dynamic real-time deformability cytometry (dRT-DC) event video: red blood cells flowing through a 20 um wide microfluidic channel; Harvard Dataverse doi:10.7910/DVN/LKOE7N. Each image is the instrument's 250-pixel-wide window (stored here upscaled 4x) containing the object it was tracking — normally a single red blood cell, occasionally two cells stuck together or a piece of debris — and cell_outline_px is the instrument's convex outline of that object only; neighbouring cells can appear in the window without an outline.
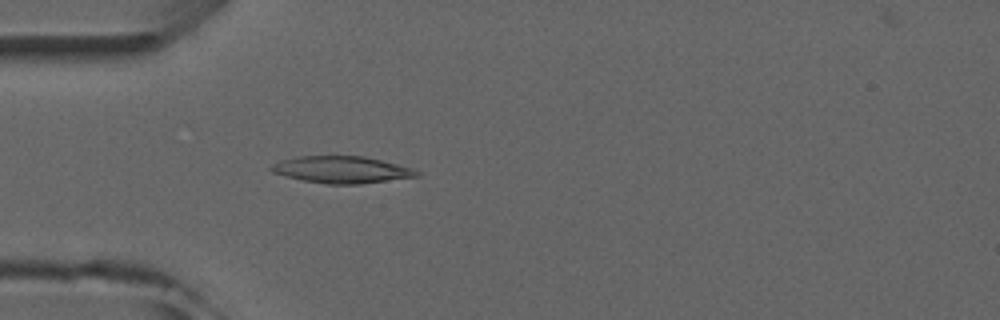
{"species": "common noctule bat (a hibernating species)", "species_latin": "Nyctalus noctula", "temperature_condition": "room temperature", "stored_images_in_passage": 4, "camera_frame_rate_fps": 3000, "um_per_image_px": 0.085, "animal": {"sex": "male", "forearm_length_mm": 52.5}, "frame": {"image": 1, "passage_image": 4, "time_ms": 3.333, "image_size_px": [1000, 320], "cell_outline_px": [[420, 176], [360, 184], [328, 184], [300, 180], [272, 172], [268, 168], [272, 164], [280, 160], [296, 156], [364, 156], [412, 168], [420, 172]], "centroid_in_image_um": [29.0, 14.42], "position_along_channel_um": 56.0, "area_um2": 22.83}}